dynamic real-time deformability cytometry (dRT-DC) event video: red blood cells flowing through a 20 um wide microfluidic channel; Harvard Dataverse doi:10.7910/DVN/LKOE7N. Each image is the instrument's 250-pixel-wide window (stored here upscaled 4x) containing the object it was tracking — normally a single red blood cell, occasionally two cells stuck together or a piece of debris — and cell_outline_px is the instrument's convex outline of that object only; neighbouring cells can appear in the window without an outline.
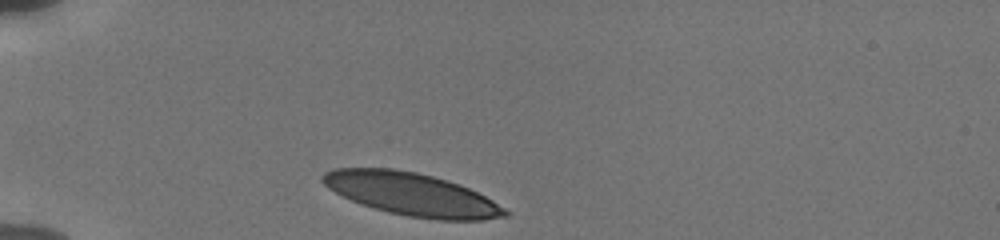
{"species": "human", "species_latin": "Homo sapiens", "temperature_condition": "cold", "stored_images_in_passage": 32, "camera_frame_rate_fps": 3000, "um_per_image_px": 0.085, "donor": {"sex": "male"}, "frame": {"image": 1, "passage_image": 1, "time_ms": 0.0, "image_size_px": [1000, 240], "cell_outline_px": [[508, 216], [484, 220], [440, 220], [408, 216], [388, 212], [360, 204], [328, 188], [320, 180], [320, 176], [324, 172], [336, 168], [392, 168], [416, 172], [448, 180], [468, 188], [492, 200], [504, 208], [508, 212]], "centroid_in_image_um": [34.97, 16.5], "position_along_channel_um": 50.0, "area_um2": 45.2}}
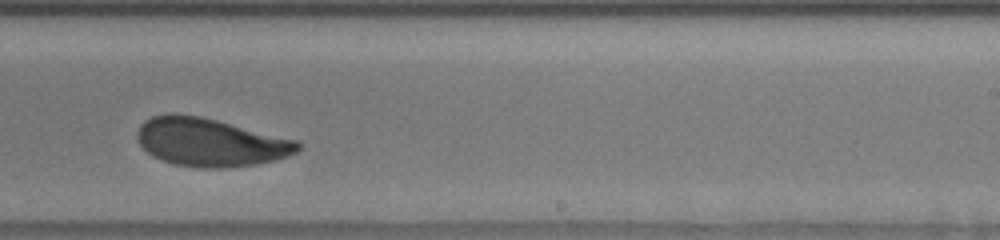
{"frame": {"image": 2, "passage_image": 21, "time_ms": 6.667, "image_size_px": [1000, 240], "cell_outline_px": [[300, 148], [296, 152], [288, 156], [276, 160], [256, 164], [224, 168], [196, 168], [172, 164], [152, 156], [140, 144], [136, 136], [136, 132], [140, 124], [144, 120], [152, 116], [172, 112], [200, 116], [300, 140]], "centroid_in_image_um": [17.86, 12.08], "position_along_channel_um": 271.1, "area_um2": 45.6}}
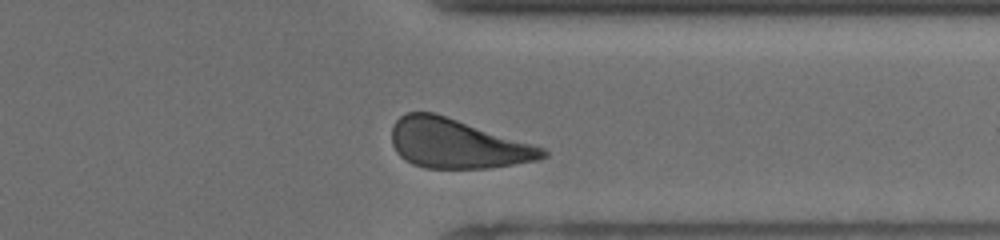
{"frame": {"image": 3, "passage_image": 29, "time_ms": 9.333, "image_size_px": [1000, 240], "cell_outline_px": [[548, 156], [536, 160], [488, 168], [424, 168], [412, 164], [404, 160], [396, 152], [392, 144], [392, 124], [400, 116], [408, 112], [436, 112], [544, 148], [548, 152]], "centroid_in_image_um": [38.81, 12.2], "position_along_channel_um": 372.6, "area_um2": 43.35}, "authors_computed_cell_mechanics": {"area_um2": 45.6331, "velocity_mm_per_s": 3.7824, "shape_relaxation_time_tau1_ms": 3.2619, "shape_relaxation_time_tau2_ms": 1.6591, "deformation_change_tau1": 0.1306, "deformation_change_tau2": 0.07}}